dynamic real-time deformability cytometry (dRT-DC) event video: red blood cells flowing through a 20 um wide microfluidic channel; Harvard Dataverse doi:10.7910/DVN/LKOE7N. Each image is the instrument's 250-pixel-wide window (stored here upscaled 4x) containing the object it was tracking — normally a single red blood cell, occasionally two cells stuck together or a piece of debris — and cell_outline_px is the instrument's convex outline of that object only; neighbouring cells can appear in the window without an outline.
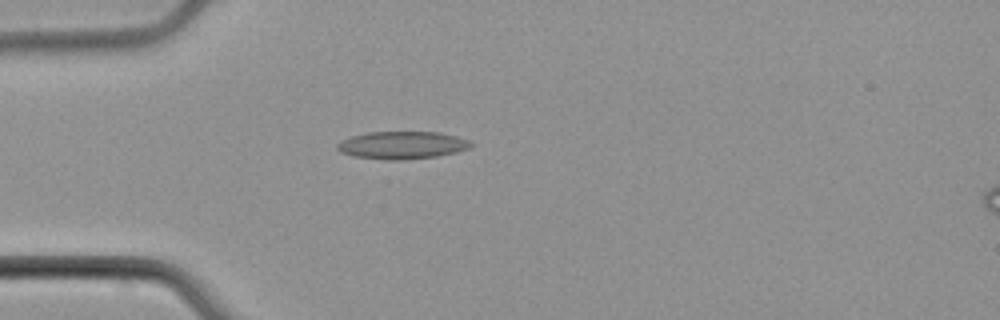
{"species": "common noctule bat (a hibernating species)", "species_latin": "Nyctalus noctula", "temperature_condition": "cold", "stored_images_in_passage": 1, "camera_frame_rate_fps": 3000, "um_per_image_px": 0.085, "animal": {"sex": "male", "body_mass_g": 21.5, "forearm_length_mm": 52.0}, "frame": {"image": 1, "passage_image": 1, "time_ms": 0.0, "image_size_px": [1000, 320], "cell_outline_px": [[472, 144], [468, 148], [456, 152], [436, 156], [400, 160], [388, 160], [352, 156], [340, 152], [336, 148], [336, 144], [352, 136], [368, 132], [440, 132], [456, 136], [468, 140]], "centroid_in_image_um": [34.15, 12.34], "position_along_channel_um": 50.8, "area_um2": 21.33}}